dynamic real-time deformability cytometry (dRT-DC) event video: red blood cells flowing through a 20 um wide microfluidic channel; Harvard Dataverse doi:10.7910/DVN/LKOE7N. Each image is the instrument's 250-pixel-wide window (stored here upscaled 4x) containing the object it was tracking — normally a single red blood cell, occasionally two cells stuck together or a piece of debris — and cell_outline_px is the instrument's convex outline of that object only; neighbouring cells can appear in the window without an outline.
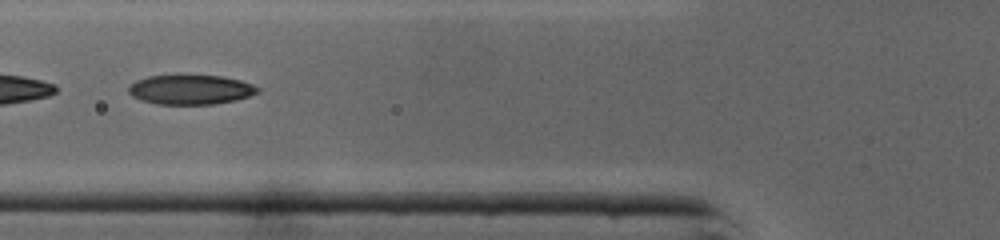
{"species": "common noctule bat (a hibernating species)", "species_latin": "Nyctalus noctula", "temperature_condition": "cold", "stored_images_in_passage": 44, "camera_frame_rate_fps": 3000, "um_per_image_px": 0.085, "animal": {"sex": "male", "body_mass_g": 19.0, "forearm_length_mm": 50.8}, "frame": {"image": 1, "passage_image": 16, "time_ms": 5.0, "image_size_px": [1000, 240], "cell_outline_px": [[260, 92], [236, 100], [212, 104], [156, 104], [140, 100], [132, 96], [128, 92], [128, 88], [136, 80], [148, 76], [220, 76], [240, 80], [252, 84], [260, 88]], "centroid_in_image_um": [16.2, 7.63], "position_along_channel_um": 109.6, "area_um2": 22.08}}
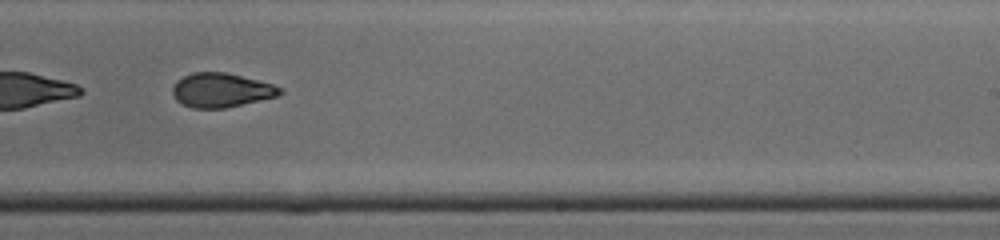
{"frame": {"image": 2, "passage_image": 27, "time_ms": 8.667, "image_size_px": [1000, 240], "cell_outline_px": [[284, 92], [276, 96], [260, 100], [224, 108], [192, 108], [176, 100], [172, 92], [172, 88], [176, 80], [192, 72], [224, 72], [272, 84], [284, 88]], "centroid_in_image_um": [18.79, 7.66], "position_along_channel_um": 270.2, "area_um2": 21.21}}
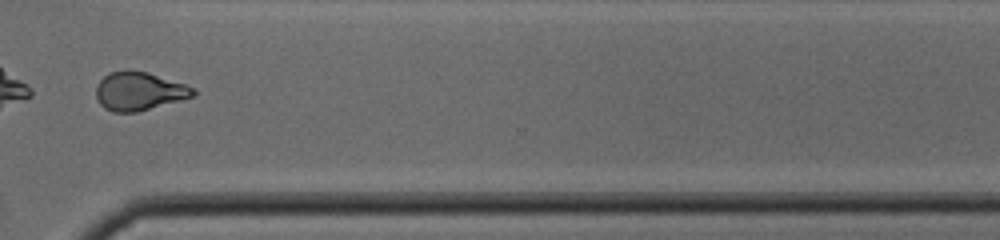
{"frame": {"image": 3, "passage_image": 33, "time_ms": 10.667, "image_size_px": [1000, 240], "cell_outline_px": [[196, 92], [192, 96], [180, 100], [136, 112], [112, 112], [104, 108], [100, 104], [96, 96], [96, 84], [104, 76], [112, 72], [128, 68], [148, 72], [184, 84], [192, 88]], "centroid_in_image_um": [11.77, 7.73], "position_along_channel_um": 358.8, "area_um2": 21.68}, "authors_computed_cell_mechanics": {"area_um2": 22.5709, "velocity_mm_per_s": 4.3884, "shape_relaxation_time_tau1_ms": 6.6399, "shape_relaxation_time_tau2_ms": 2.4072, "deformation_change_tau1": 0.2234, "deformation_change_tau2": 0.0853}}